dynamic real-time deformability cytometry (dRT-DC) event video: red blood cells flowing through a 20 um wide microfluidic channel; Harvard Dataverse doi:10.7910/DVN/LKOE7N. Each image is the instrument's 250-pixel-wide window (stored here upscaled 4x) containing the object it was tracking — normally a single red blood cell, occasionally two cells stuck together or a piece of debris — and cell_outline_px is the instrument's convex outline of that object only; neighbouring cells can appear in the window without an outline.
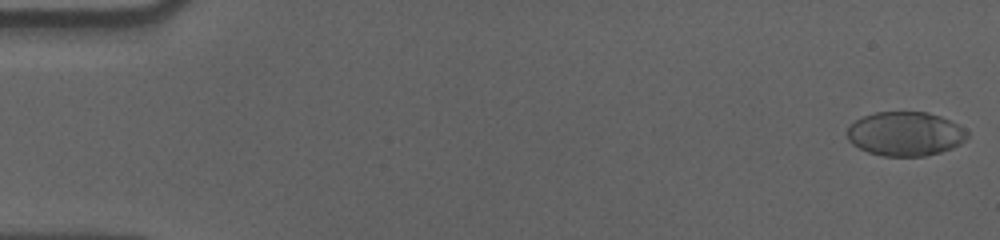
{"species": "human", "species_latin": "Homo sapiens", "temperature_condition": "cold", "stored_images_in_passage": 57, "camera_frame_rate_fps": 3000, "um_per_image_px": 0.085, "donor": {"sex": "male"}, "frame": {"image": 1, "passage_image": 1, "time_ms": 0.0, "image_size_px": [1000, 240], "cell_outline_px": [[968, 136], [960, 144], [952, 148], [940, 152], [924, 156], [884, 156], [868, 152], [852, 144], [848, 140], [848, 128], [856, 120], [864, 116], [876, 112], [928, 112], [940, 116], [964, 128], [968, 132]], "centroid_in_image_um": [76.95, 11.38], "position_along_channel_um": 8.0, "area_um2": 30.69}}
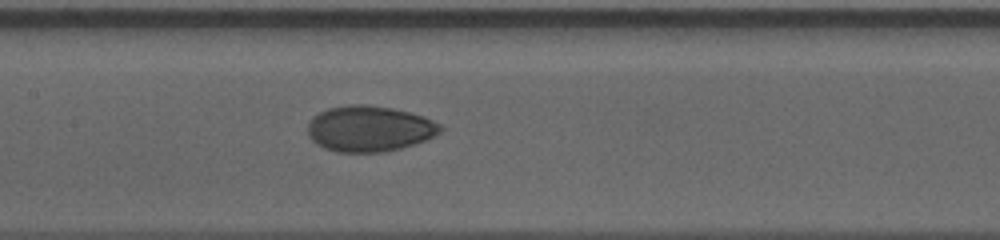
{"frame": {"image": 2, "passage_image": 28, "time_ms": 9.0, "image_size_px": [1000, 240], "cell_outline_px": [[444, 128], [440, 132], [424, 140], [400, 148], [384, 152], [336, 152], [324, 148], [316, 144], [308, 136], [308, 124], [312, 116], [328, 108], [348, 104], [368, 104], [392, 108], [424, 116], [440, 124]], "centroid_in_image_um": [31.36, 10.93], "position_along_channel_um": 176.0, "area_um2": 35.49}}
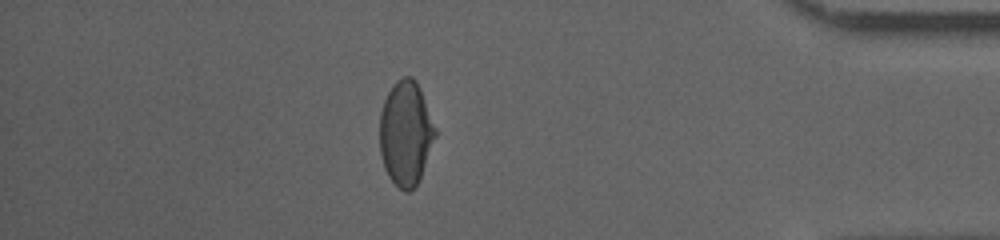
{"frame": {"image": 3, "passage_image": 50, "time_ms": 16.333, "image_size_px": [1000, 240], "cell_outline_px": [[436, 136], [420, 176], [416, 184], [408, 192], [404, 192], [388, 176], [384, 168], [380, 152], [380, 112], [384, 100], [392, 84], [396, 80], [404, 76], [412, 76], [416, 80], [420, 88], [436, 128]], "centroid_in_image_um": [34.48, 11.28], "position_along_channel_um": 400.7, "area_um2": 33.7}, "authors_computed_cell_mechanics": {"area_um2": 34.2176, "velocity_mm_per_s": 3.5683, "shape_relaxation_time_tau1_ms": null, "shape_relaxation_time_tau2_ms": 1.6297, "deformation_change_tau1": null, "deformation_change_tau2": 0.0404}}